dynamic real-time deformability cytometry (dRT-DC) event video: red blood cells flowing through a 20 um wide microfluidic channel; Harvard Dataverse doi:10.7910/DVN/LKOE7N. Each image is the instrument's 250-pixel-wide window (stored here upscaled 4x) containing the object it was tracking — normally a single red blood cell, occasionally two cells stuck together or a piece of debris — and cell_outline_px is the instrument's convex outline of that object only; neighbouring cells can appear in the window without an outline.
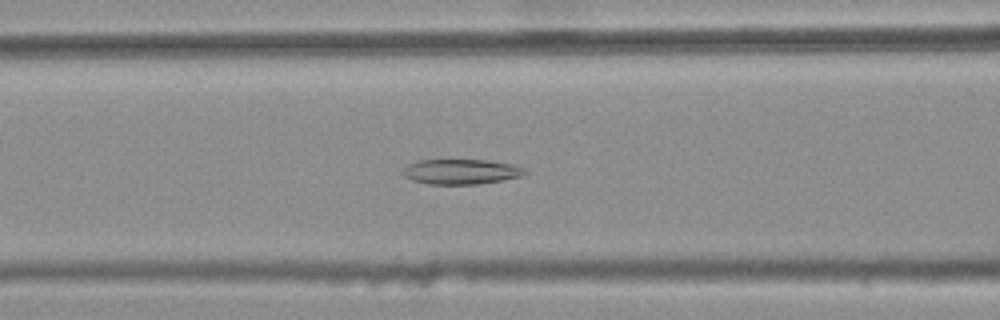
{"species": "common noctule bat (a hibernating species)", "species_latin": "Nyctalus noctula", "temperature_condition": "warm", "stored_images_in_passage": 35, "camera_frame_rate_fps": 3000, "um_per_image_px": 0.085, "animal": {"sex": "female", "body_mass_g": 25.1}, "frame": {"image": 1, "passage_image": 10, "time_ms": 3.0, "image_size_px": [1000, 320], "cell_outline_px": [[528, 172], [520, 176], [480, 184], [428, 184], [412, 180], [404, 176], [404, 168], [408, 164], [420, 160], [488, 160], [512, 164], [524, 168]], "centroid_in_image_um": [39.19, 14.59], "position_along_channel_um": 127.4, "area_um2": 17.69}}
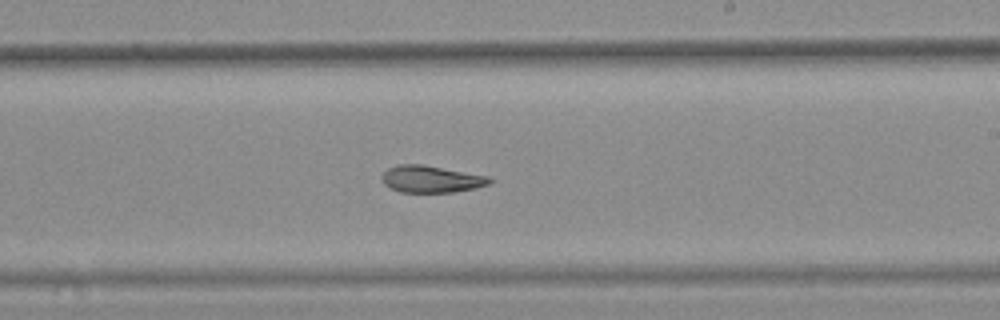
{"frame": {"image": 2, "passage_image": 20, "time_ms": 6.333, "image_size_px": [1000, 320], "cell_outline_px": [[492, 180], [488, 184], [476, 188], [452, 192], [400, 192], [388, 188], [380, 180], [380, 176], [388, 168], [396, 164], [424, 164], [488, 176]], "centroid_in_image_um": [36.58, 15.22], "position_along_channel_um": 252.4, "area_um2": 17.11}}
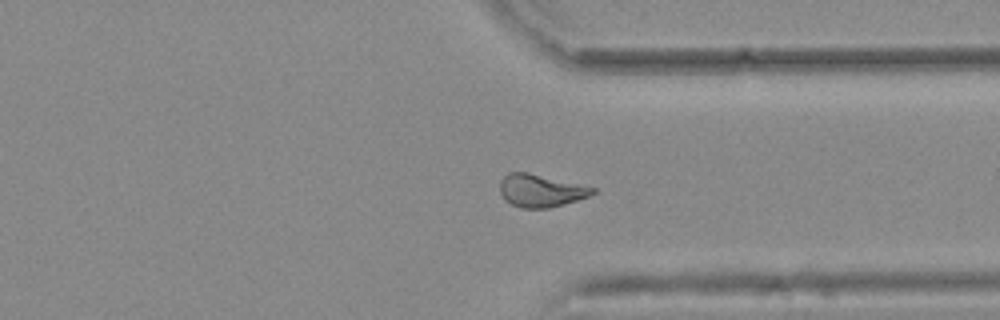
{"frame": {"image": 3, "passage_image": 29, "time_ms": 9.333, "image_size_px": [1000, 320], "cell_outline_px": [[596, 192], [588, 196], [576, 200], [548, 208], [520, 208], [504, 200], [500, 192], [500, 180], [508, 172], [528, 172], [596, 188]], "centroid_in_image_um": [45.92, 16.2], "position_along_channel_um": 365.5, "area_um2": 17.51}, "authors_computed_cell_mechanics": {"area_um2": 17.6868, "velocity_mm_per_s": 3.7587, "shape_relaxation_time_tau1_ms": null, "shape_relaxation_time_tau2_ms": 5.0566, "deformation_change_tau1": null, "deformation_change_tau2": 0.1311}}